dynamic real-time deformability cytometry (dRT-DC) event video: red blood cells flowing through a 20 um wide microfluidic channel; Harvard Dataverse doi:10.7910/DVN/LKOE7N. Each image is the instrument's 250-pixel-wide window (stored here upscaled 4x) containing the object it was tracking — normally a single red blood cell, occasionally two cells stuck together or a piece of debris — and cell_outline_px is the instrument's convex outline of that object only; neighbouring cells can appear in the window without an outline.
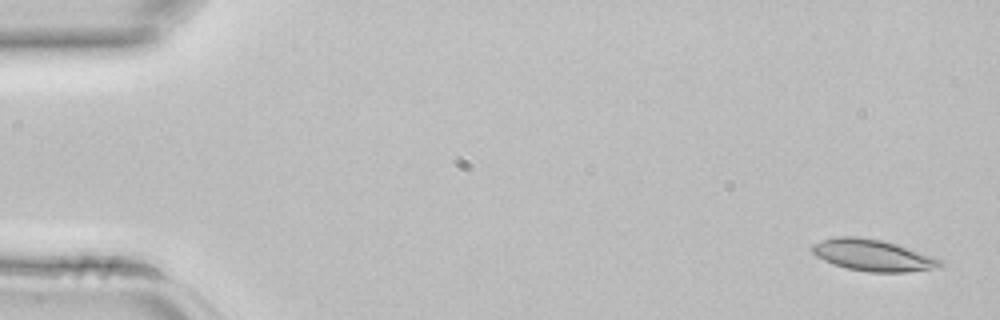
{"species": "common noctule bat (a hibernating species)", "species_latin": "Nyctalus noctula", "temperature_condition": "room temperature", "stored_images_in_passage": 5, "segment_of_instrument_passage": [1, 2], "camera_frame_rate_fps": 3000, "um_per_image_px": 0.085, "animal": {"sex": "female", "body_mass_g": 22.7, "forearm_length_mm": 54.2}, "frame": {"image": 1, "passage_image": 1, "time_ms": 0.0, "image_size_px": [1000, 320], "cell_outline_px": [[944, 264], [940, 268], [904, 272], [868, 272], [848, 268], [832, 264], [816, 256], [812, 252], [812, 244], [820, 240], [836, 236], [856, 236], [880, 240], [896, 244], [932, 256], [940, 260]], "centroid_in_image_um": [74.17, 21.69], "position_along_channel_um": 10.8, "area_um2": 23.47}}